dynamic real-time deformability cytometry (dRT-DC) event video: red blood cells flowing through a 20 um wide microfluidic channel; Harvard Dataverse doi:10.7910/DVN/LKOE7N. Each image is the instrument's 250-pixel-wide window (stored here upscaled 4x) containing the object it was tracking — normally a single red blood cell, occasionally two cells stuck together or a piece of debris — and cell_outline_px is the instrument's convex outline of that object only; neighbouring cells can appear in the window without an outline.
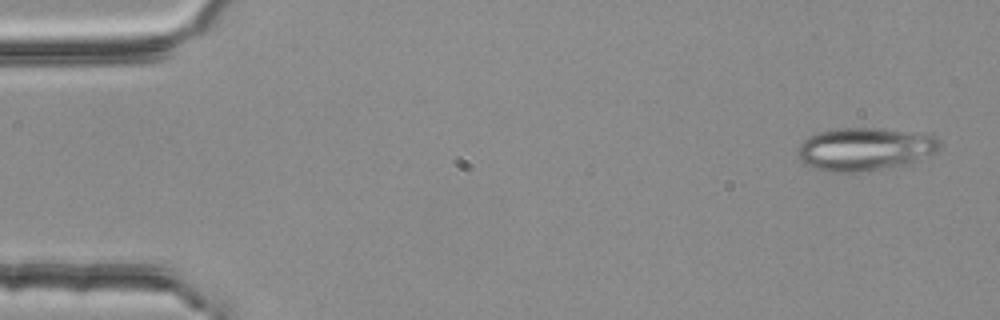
{"species": "common noctule bat (a hibernating species)", "species_latin": "Nyctalus noctula", "temperature_condition": "room temperature", "stored_images_in_passage": 6, "camera_frame_rate_fps": 3000, "um_per_image_px": 0.085, "animal": {"sex": "female", "body_mass_g": 25.1}, "frame": {"image": 1, "passage_image": 1, "time_ms": 0.0, "image_size_px": [1000, 320], "cell_outline_px": [[944, 144], [936, 152], [908, 164], [856, 172], [828, 172], [816, 168], [800, 160], [800, 144], [808, 136], [816, 132], [836, 128], [876, 128], [932, 136], [940, 140]], "centroid_in_image_um": [73.51, 12.67], "position_along_channel_um": 11.5, "area_um2": 35.03}}
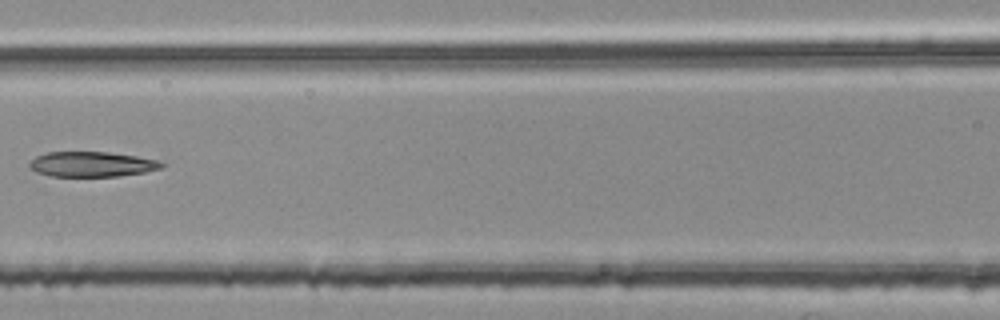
{"frame": {"image": 2, "passage_image": 6, "time_ms": 1.667, "image_size_px": [1000, 320], "cell_outline_px": [[164, 168], [144, 172], [120, 176], [48, 176], [36, 172], [28, 168], [28, 164], [36, 156], [48, 152], [108, 152], [136, 156], [160, 160], [164, 164]], "centroid_in_image_um": [7.81, 13.96], "position_along_channel_um": 158.8, "area_um2": 19.48}}